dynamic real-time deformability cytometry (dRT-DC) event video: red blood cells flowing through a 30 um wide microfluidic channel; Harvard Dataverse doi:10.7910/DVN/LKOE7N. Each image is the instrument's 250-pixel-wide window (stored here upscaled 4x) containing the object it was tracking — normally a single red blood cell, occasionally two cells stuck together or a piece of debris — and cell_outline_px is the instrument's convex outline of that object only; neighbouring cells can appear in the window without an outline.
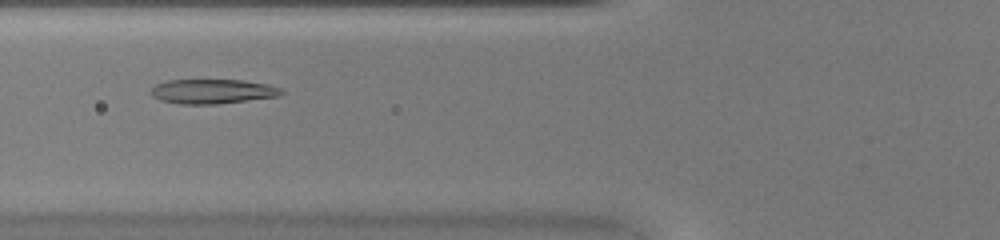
{"species": "common noctule bat (a hibernating species)", "species_latin": "Nyctalus noctula", "temperature_condition": "warm", "stored_images_in_passage": 40, "camera_frame_rate_fps": 3000, "um_per_image_px": 0.085, "animal": {"sex": "female", "body_mass_g": 20.0, "forearm_length_mm": 54.0}, "frame": {"image": 1, "passage_image": 11, "time_ms": 3.333, "image_size_px": [1000, 240], "cell_outline_px": [[284, 92], [280, 96], [216, 104], [180, 104], [160, 100], [152, 96], [148, 92], [156, 84], [168, 80], [244, 80], [268, 84], [280, 88]], "centroid_in_image_um": [18.05, 7.77], "position_along_channel_um": 107.8, "area_um2": 18.73}}
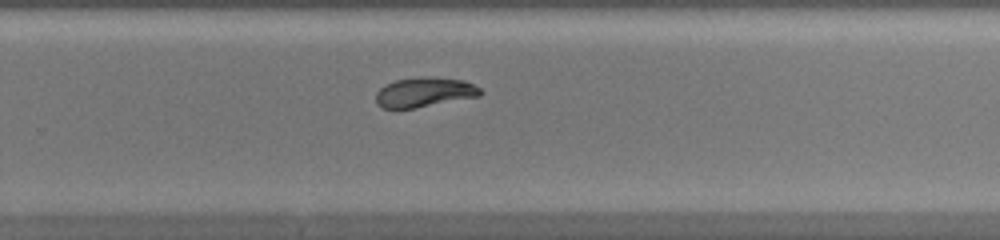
{"frame": {"image": 2, "passage_image": 24, "time_ms": 7.667, "image_size_px": [1000, 240], "cell_outline_px": [[484, 92], [480, 96], [412, 108], [380, 108], [376, 104], [376, 92], [384, 84], [396, 80], [416, 76], [424, 76], [464, 80], [480, 88]], "centroid_in_image_um": [36.05, 7.82], "position_along_channel_um": 293.8, "area_um2": 18.15}}
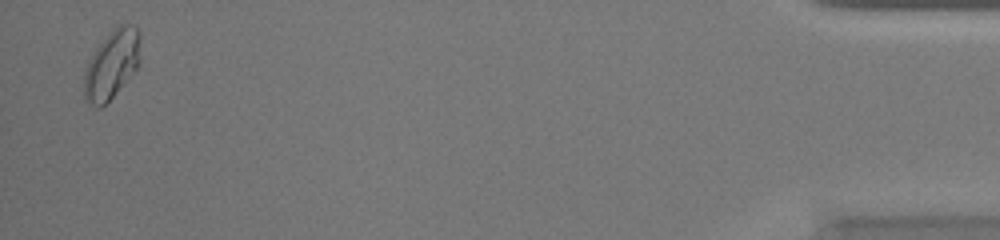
{"frame": {"image": 3, "passage_image": 39, "time_ms": 12.667, "image_size_px": [1000, 240], "cell_outline_px": [[140, 64], [112, 96], [100, 108], [96, 108], [84, 100], [84, 72], [88, 60], [96, 48], [120, 24], [132, 24], [140, 32]], "centroid_in_image_um": [9.5, 5.49], "position_along_channel_um": 425.7, "area_um2": 22.2}, "authors_computed_cell_mechanics": {"area_um2": 19.1896, "velocity_mm_per_s": 4.3085, "shape_relaxation_time_tau1_ms": 3.6328, "shape_relaxation_time_tau2_ms": 3.3864, "deformation_change_tau1": 0.1566, "deformation_change_tau2": 0.0647}}